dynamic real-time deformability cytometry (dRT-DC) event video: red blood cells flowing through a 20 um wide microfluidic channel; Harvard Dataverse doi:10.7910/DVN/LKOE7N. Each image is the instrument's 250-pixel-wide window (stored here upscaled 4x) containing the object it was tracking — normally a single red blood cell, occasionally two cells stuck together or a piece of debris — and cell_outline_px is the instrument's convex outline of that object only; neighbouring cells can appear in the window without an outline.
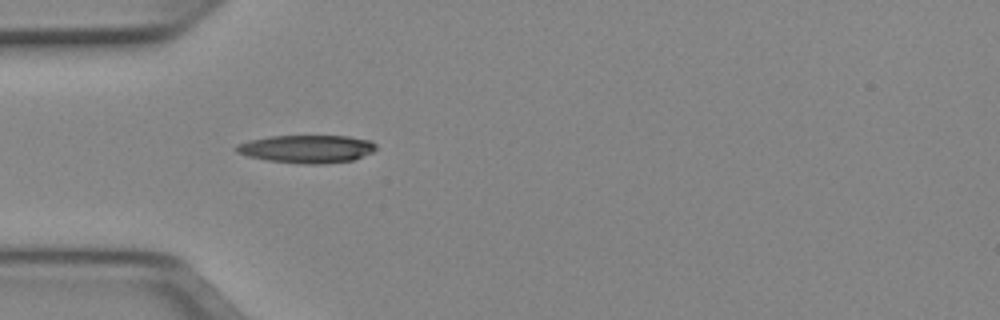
{"species": "Egyptian fruit bat (a non-hibernating species)", "species_latin": "Rousettus aegyptiacus", "temperature_condition": "cold", "stored_images_in_passage": 36, "camera_frame_rate_fps": 3000, "um_per_image_px": 0.085, "animal": {"sex": "female"}, "frame": {"image": 1, "passage_image": 1, "time_ms": 0.0, "image_size_px": [1000, 320], "cell_outline_px": [[376, 148], [372, 152], [352, 160], [324, 164], [304, 164], [268, 160], [248, 156], [236, 152], [232, 148], [236, 144], [248, 140], [268, 136], [348, 136], [372, 140], [376, 144]], "centroid_in_image_um": [26.05, 12.65], "position_along_channel_um": 58.9, "area_um2": 22.89}}
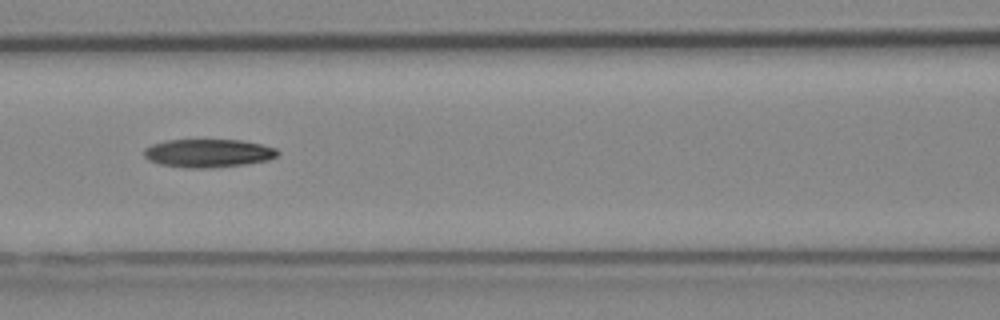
{"frame": {"image": 2, "passage_image": 8, "time_ms": 2.333, "image_size_px": [1000, 320], "cell_outline_px": [[280, 152], [276, 156], [268, 160], [248, 164], [212, 168], [184, 168], [160, 164], [148, 160], [144, 156], [144, 148], [152, 144], [168, 140], [240, 140], [260, 144], [276, 148]], "centroid_in_image_um": [17.69, 13.03], "position_along_channel_um": 148.9, "area_um2": 22.14}}
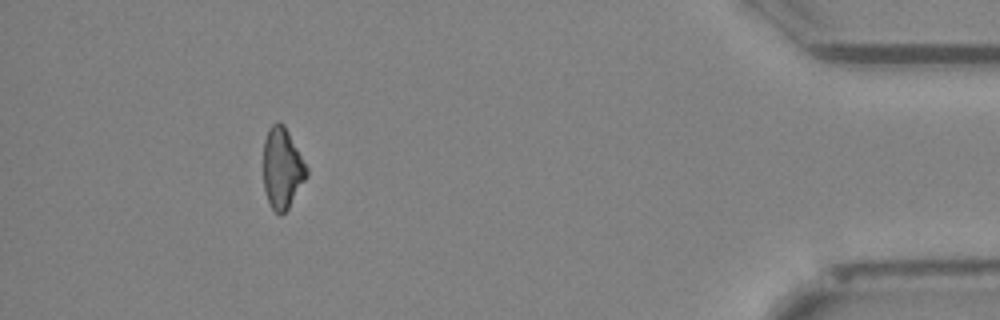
{"frame": {"image": 3, "passage_image": 32, "time_ms": 10.333, "image_size_px": [1000, 320], "cell_outline_px": [[308, 176], [288, 208], [280, 216], [272, 208], [268, 200], [264, 188], [264, 140], [268, 128], [272, 124], [284, 124], [308, 168]], "centroid_in_image_um": [24.0, 14.31], "position_along_channel_um": 411.2, "area_um2": 20.17}, "authors_computed_cell_mechanics": {"area_um2": 21.9062, "velocity_mm_per_s": 4.0094, "shape_relaxation_time_tau1_ms": 7.3504, "shape_relaxation_time_tau2_ms": null, "deformation_change_tau1": 0.1824, "deformation_change_tau2": null}}